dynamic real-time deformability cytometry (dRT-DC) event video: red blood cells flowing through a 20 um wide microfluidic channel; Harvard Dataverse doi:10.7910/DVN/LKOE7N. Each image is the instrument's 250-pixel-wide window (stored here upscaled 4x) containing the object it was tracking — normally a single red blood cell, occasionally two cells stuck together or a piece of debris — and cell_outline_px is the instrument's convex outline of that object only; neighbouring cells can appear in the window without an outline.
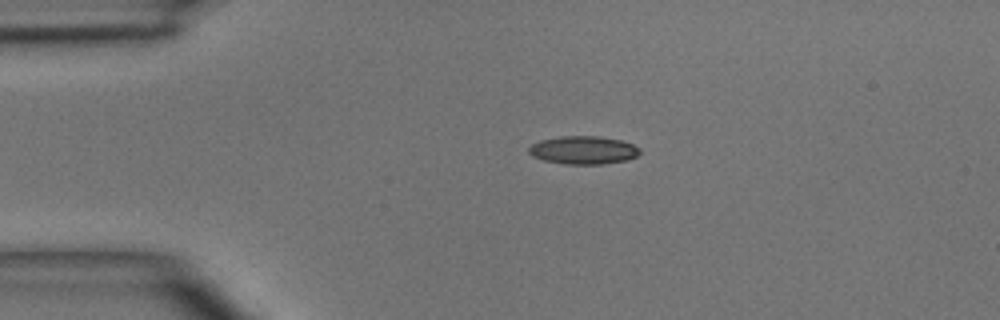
{"species": "common noctule bat (a hibernating species)", "species_latin": "Nyctalus noctula", "temperature_condition": "room temperature", "stored_images_in_passage": 4, "camera_frame_rate_fps": 3000, "um_per_image_px": 0.085, "animal": {"sex": "male", "body_mass_g": 15.6}, "frame": {"image": 1, "passage_image": 2, "time_ms": 1.0, "image_size_px": [1000, 320], "cell_outline_px": [[640, 152], [636, 156], [628, 160], [600, 164], [568, 164], [544, 160], [532, 156], [528, 152], [528, 148], [532, 144], [540, 140], [560, 136], [600, 136], [620, 140], [632, 144], [640, 148]], "centroid_in_image_um": [49.58, 12.75], "position_along_channel_um": 35.4, "area_um2": 18.15}}
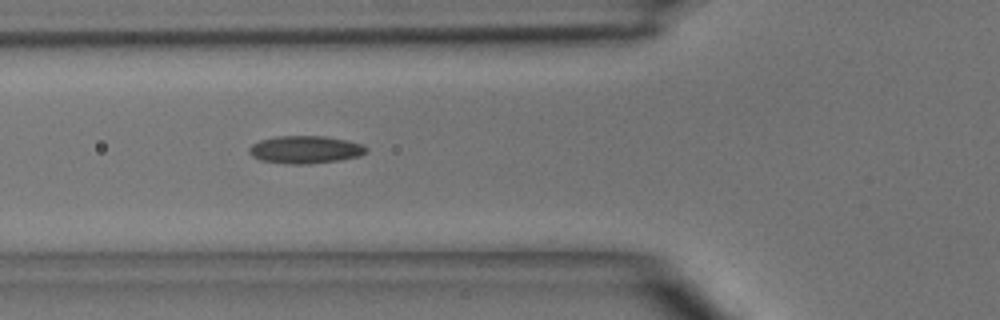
{"frame": {"image": 2, "passage_image": 4, "time_ms": 3.333, "image_size_px": [1000, 320], "cell_outline_px": [[368, 148], [360, 156], [340, 160], [308, 164], [292, 164], [260, 160], [252, 156], [248, 152], [248, 148], [252, 144], [260, 140], [276, 136], [324, 136], [344, 140], [360, 144]], "centroid_in_image_um": [25.9, 12.72], "position_along_channel_um": 99.9, "area_um2": 18.73}}